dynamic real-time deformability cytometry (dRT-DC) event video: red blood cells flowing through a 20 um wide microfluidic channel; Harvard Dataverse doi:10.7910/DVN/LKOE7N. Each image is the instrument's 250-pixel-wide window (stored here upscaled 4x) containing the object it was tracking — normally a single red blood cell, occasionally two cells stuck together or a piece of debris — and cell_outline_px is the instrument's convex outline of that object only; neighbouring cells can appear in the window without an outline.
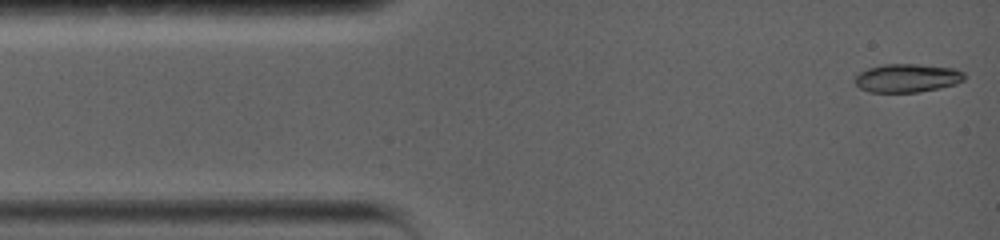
{"species": "common noctule bat (a hibernating species)", "species_latin": "Nyctalus noctula", "temperature_condition": "warm", "stored_images_in_passage": 34, "camera_frame_rate_fps": 5000, "um_per_image_px": 0.085, "animal": {"sex": "female", "body_mass_g": 19.0, "forearm_length_mm": 56.7}, "frame": {"image": 1, "passage_image": 1, "time_ms": 0.0, "image_size_px": [1000, 240], "cell_outline_px": [[964, 80], [956, 84], [916, 92], [868, 92], [860, 88], [852, 80], [860, 72], [868, 68], [884, 64], [920, 64], [956, 68], [964, 72]], "centroid_in_image_um": [77.1, 6.62], "position_along_channel_um": 7.9, "area_um2": 18.21}}
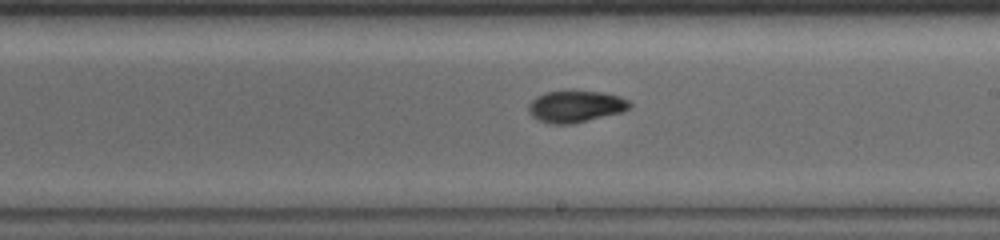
{"frame": {"image": 2, "passage_image": 15, "time_ms": 8.4, "image_size_px": [1000, 240], "cell_outline_px": [[632, 104], [628, 108], [620, 112], [572, 124], [548, 124], [536, 120], [528, 112], [528, 104], [536, 96], [544, 92], [572, 88], [604, 92], [620, 96], [628, 100]], "centroid_in_image_um": [48.87, 9.0], "position_along_channel_um": 240.1, "area_um2": 19.42}}
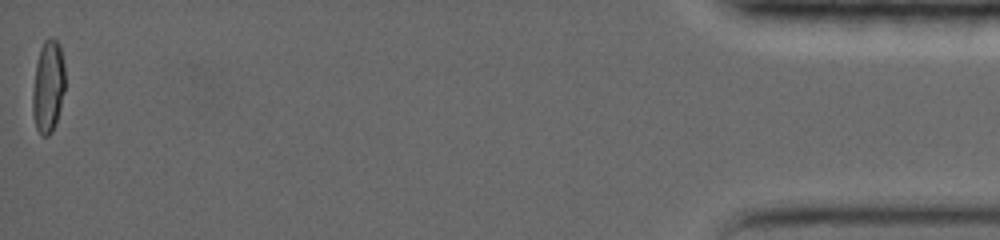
{"frame": {"image": 3, "passage_image": 34, "time_ms": 17.4, "image_size_px": [1000, 240], "cell_outline_px": [[64, 88], [60, 108], [56, 124], [52, 132], [48, 136], [40, 136], [36, 128], [32, 112], [32, 92], [36, 60], [40, 48], [44, 40], [48, 36], [52, 36], [60, 44], [64, 64]], "centroid_in_image_um": [4.07, 7.34], "position_along_channel_um": 431.1, "area_um2": 17.86}, "authors_computed_cell_mechanics": {"area_um2": 17.9469, "velocity_mm_per_s": 3.6381, "shape_relaxation_time_tau1_ms": 5.4705, "shape_relaxation_time_tau2_ms": 1.4224, "deformation_change_tau1": 0.1994, "deformation_change_tau2": 0.0432}}